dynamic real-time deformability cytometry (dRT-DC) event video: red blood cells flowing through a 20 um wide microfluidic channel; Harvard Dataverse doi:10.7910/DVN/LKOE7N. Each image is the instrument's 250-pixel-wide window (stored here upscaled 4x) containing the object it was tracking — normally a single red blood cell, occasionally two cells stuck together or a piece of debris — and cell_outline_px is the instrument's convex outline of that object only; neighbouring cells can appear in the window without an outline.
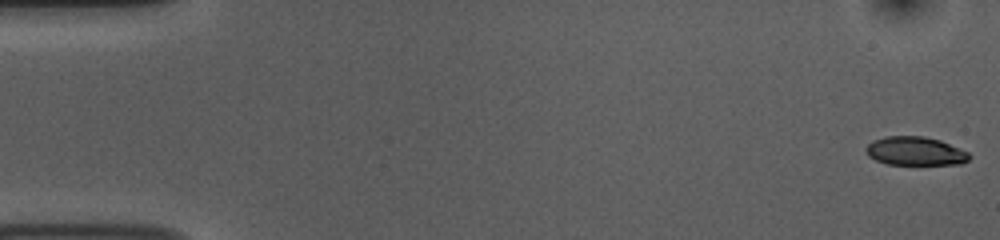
{"species": "common noctule bat (a hibernating species)", "species_latin": "Nyctalus noctula", "temperature_condition": "room temperature", "stored_images_in_passage": 53, "camera_frame_rate_fps": 3000, "um_per_image_px": 0.085, "animal": {"sex": "female", "body_mass_g": 10.0, "forearm_length_mm": 53.1}, "frame": {"image": 1, "passage_image": 1, "time_ms": 0.0, "image_size_px": [1000, 240], "cell_outline_px": [[972, 156], [968, 160], [960, 164], [888, 164], [876, 160], [868, 156], [864, 148], [872, 140], [884, 136], [924, 136], [940, 140], [968, 152]], "centroid_in_image_um": [77.77, 12.83], "position_along_channel_um": 7.2, "area_um2": 17.28}}
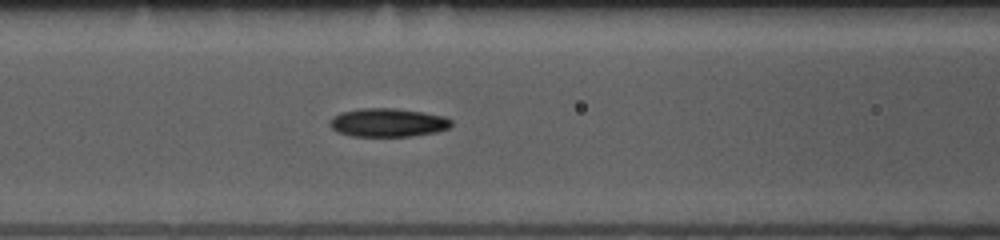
{"frame": {"image": 2, "passage_image": 22, "time_ms": 7.0, "image_size_px": [1000, 240], "cell_outline_px": [[452, 124], [448, 128], [436, 132], [408, 136], [352, 136], [340, 132], [332, 128], [328, 124], [332, 116], [340, 112], [360, 108], [396, 108], [424, 112], [444, 116], [452, 120]], "centroid_in_image_um": [32.96, 10.4], "position_along_channel_um": 133.6, "area_um2": 20.23}}
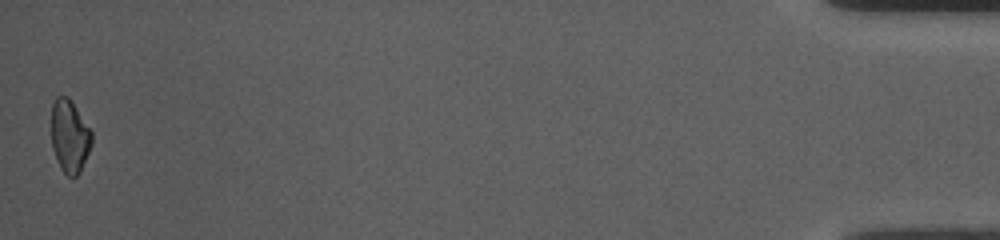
{"frame": {"image": 3, "passage_image": 53, "time_ms": 17.333, "image_size_px": [1000, 240], "cell_outline_px": [[92, 144], [80, 172], [76, 176], [68, 176], [60, 168], [52, 148], [52, 104], [56, 96], [68, 96], [92, 132]], "centroid_in_image_um": [5.92, 11.58], "position_along_channel_um": 429.3, "area_um2": 16.99}, "authors_computed_cell_mechanics": {"area_um2": 18.785, "velocity_mm_per_s": 3.7637, "shape_relaxation_time_tau1_ms": 4.3652, "shape_relaxation_time_tau2_ms": 6.3973, "deformation_change_tau1": 0.1178, "deformation_change_tau2": 0.1276}}